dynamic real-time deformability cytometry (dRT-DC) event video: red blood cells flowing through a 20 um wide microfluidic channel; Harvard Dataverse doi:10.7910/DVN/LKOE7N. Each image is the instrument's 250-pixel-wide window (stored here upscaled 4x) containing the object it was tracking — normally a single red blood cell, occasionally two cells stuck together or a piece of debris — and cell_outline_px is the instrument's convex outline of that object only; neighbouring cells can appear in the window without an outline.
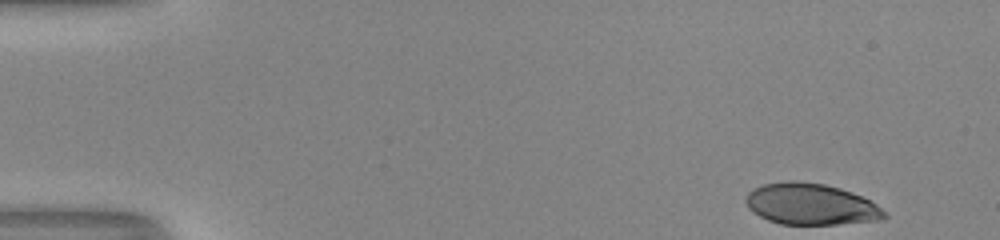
{"species": "human", "species_latin": "Homo sapiens", "temperature_condition": "room temperature", "stored_images_in_passage": 49, "camera_frame_rate_fps": 3000, "um_per_image_px": 0.085, "donor": {"sex": "male"}, "frame": {"image": 1, "passage_image": 1, "time_ms": 0.0, "image_size_px": [1000, 240], "cell_outline_px": [[888, 216], [880, 220], [836, 224], [780, 224], [768, 220], [752, 212], [748, 208], [744, 200], [748, 192], [752, 188], [764, 184], [788, 180], [796, 180], [824, 184], [840, 188], [852, 192], [876, 204]], "centroid_in_image_um": [68.87, 17.35], "position_along_channel_um": 16.1, "area_um2": 33.41}}
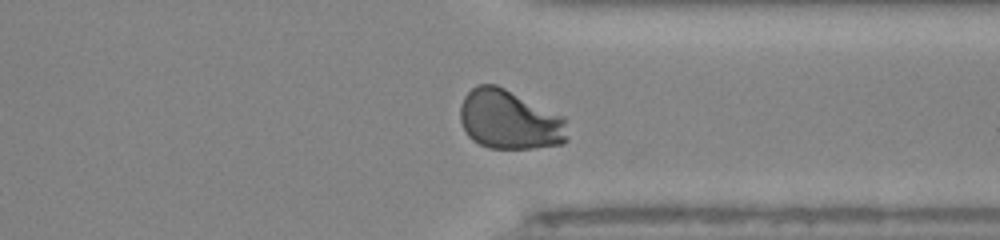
{"frame": {"image": 2, "passage_image": 37, "time_ms": 12.0, "image_size_px": [1000, 240], "cell_outline_px": [[568, 140], [564, 144], [532, 148], [488, 148], [472, 140], [468, 136], [460, 120], [460, 104], [464, 96], [476, 84], [496, 84], [564, 116]], "centroid_in_image_um": [43.3, 10.18], "position_along_channel_um": 368.1, "area_um2": 37.28}}
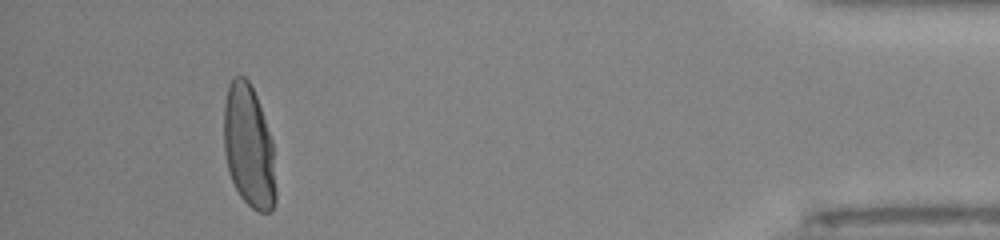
{"frame": {"image": 3, "passage_image": 45, "time_ms": 14.667, "image_size_px": [1000, 240], "cell_outline_px": [[276, 204], [268, 212], [256, 212], [240, 196], [228, 172], [224, 152], [224, 104], [228, 84], [236, 76], [244, 76], [248, 80], [256, 96], [272, 140], [276, 188]], "centroid_in_image_um": [21.14, 12.48], "position_along_channel_um": 414.1, "area_um2": 37.17}, "authors_computed_cell_mechanics": {"area_um2": 36.4718, "velocity_mm_per_s": 4.0468, "shape_relaxation_time_tau1_ms": 3.7153, "shape_relaxation_time_tau2_ms": null, "deformation_change_tau1": 0.1953, "deformation_change_tau2": null}}